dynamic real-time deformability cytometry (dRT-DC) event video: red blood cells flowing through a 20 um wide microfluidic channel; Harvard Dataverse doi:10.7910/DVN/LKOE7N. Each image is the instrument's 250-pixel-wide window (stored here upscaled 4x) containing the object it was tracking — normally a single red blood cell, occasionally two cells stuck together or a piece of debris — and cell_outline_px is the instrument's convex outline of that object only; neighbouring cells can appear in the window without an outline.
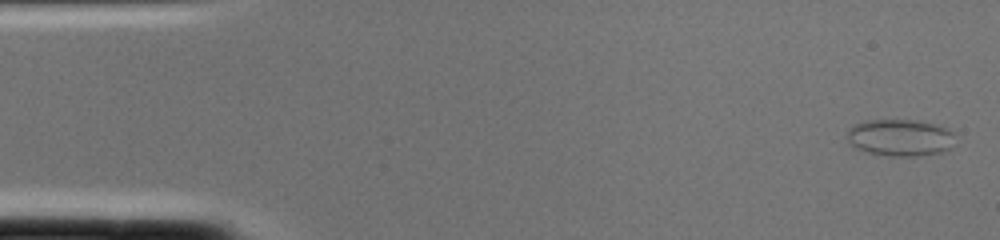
{"species": "common noctule bat (a hibernating species)", "species_latin": "Nyctalus noctula", "temperature_condition": "cold", "stored_images_in_passage": 2, "camera_frame_rate_fps": 3000, "um_per_image_px": 0.085, "animal": {"sex": "female", "body_mass_g": 22.0, "forearm_length_mm": 56.7}, "frame": {"image": 1, "passage_image": 1, "time_ms": 0.0, "image_size_px": [1000, 240], "cell_outline_px": [[952, 132], [948, 148], [940, 152], [916, 156], [888, 156], [868, 152], [852, 148], [848, 144], [848, 128], [852, 124], [864, 120], [912, 120], [932, 124], [948, 128]], "centroid_in_image_um": [76.38, 11.69], "position_along_channel_um": 8.6, "area_um2": 23.0}}
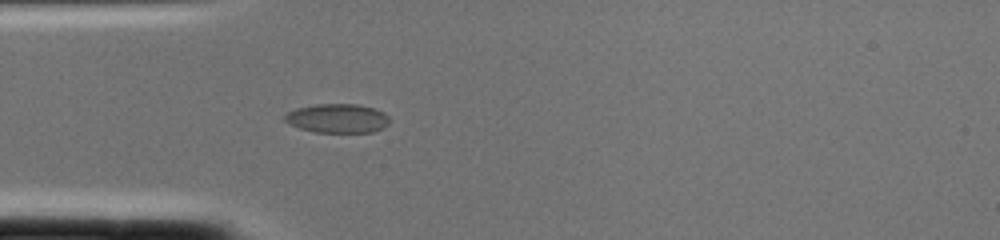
{"frame": {"image": 2, "passage_image": 2, "time_ms": 0.333, "image_size_px": [1000, 240], "cell_outline_px": [[388, 124], [384, 128], [372, 132], [316, 132], [300, 128], [288, 124], [284, 120], [284, 116], [288, 112], [296, 108], [316, 104], [356, 104], [372, 108], [384, 112], [388, 116]], "centroid_in_image_um": [28.67, 10.06], "position_along_channel_um": 56.3, "area_um2": 17.69}}